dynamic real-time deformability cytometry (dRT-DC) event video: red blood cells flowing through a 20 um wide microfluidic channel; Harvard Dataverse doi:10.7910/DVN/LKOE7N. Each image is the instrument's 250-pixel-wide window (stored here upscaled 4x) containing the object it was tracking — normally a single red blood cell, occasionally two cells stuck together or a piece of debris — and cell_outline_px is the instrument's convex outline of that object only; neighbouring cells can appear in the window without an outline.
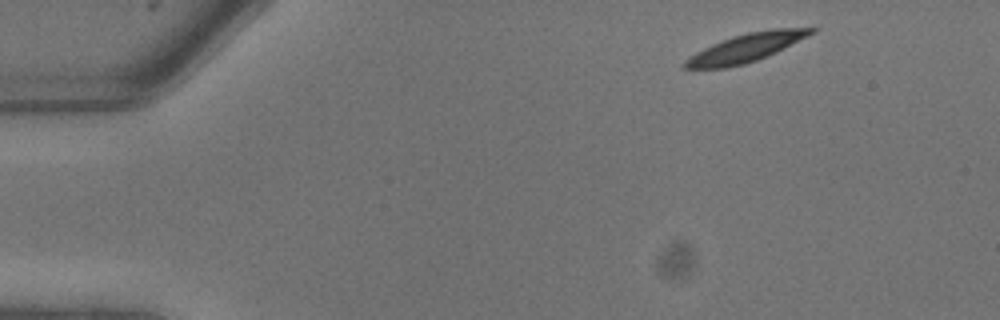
{"species": "common noctule bat (a hibernating species)", "species_latin": "Nyctalus noctula", "temperature_condition": "warm", "stored_images_in_passage": 7, "camera_frame_rate_fps": 3000, "um_per_image_px": 0.085, "animal": {"sex": "male", "body_mass_g": 13.3}, "frame": {"image": 1, "passage_image": 1, "time_ms": 0.0, "image_size_px": [1000, 320], "cell_outline_px": [[816, 32], [776, 52], [756, 60], [744, 64], [728, 68], [684, 68], [680, 64], [684, 60], [696, 52], [712, 44], [732, 36], [748, 32], [772, 28], [816, 28]], "centroid_in_image_um": [63.38, 4.06], "position_along_channel_um": 21.6, "area_um2": 20.75}}
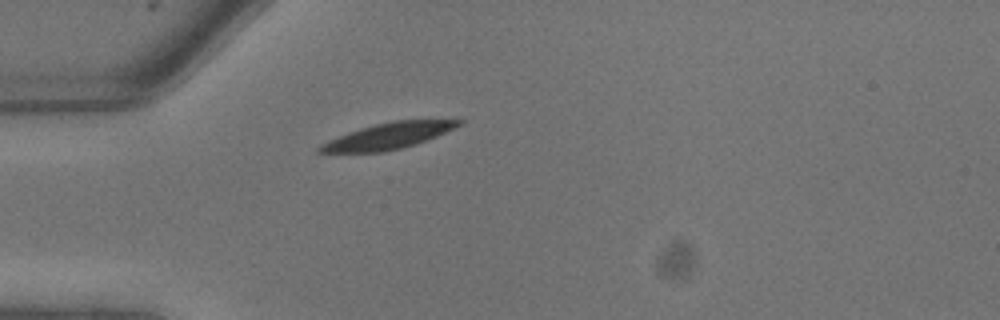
{"frame": {"image": 2, "passage_image": 5, "time_ms": 1.333, "image_size_px": [1000, 320], "cell_outline_px": [[464, 124], [436, 136], [400, 148], [384, 152], [316, 152], [316, 148], [320, 144], [328, 140], [348, 132], [360, 128], [392, 120], [464, 120]], "centroid_in_image_um": [32.96, 11.55], "position_along_channel_um": 52.0, "area_um2": 20.81}}
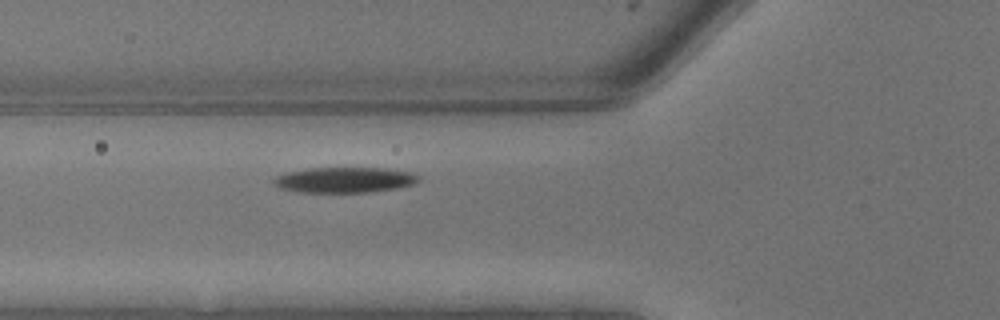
{"frame": {"image": 3, "passage_image": 7, "time_ms": 2.0, "image_size_px": [1000, 320], "cell_outline_px": [[420, 180], [416, 184], [400, 188], [372, 192], [300, 192], [276, 188], [272, 184], [272, 180], [276, 176], [288, 172], [308, 168], [384, 168], [416, 172], [420, 176]], "centroid_in_image_um": [29.34, 15.29], "position_along_channel_um": 96.5, "area_um2": 22.02}}